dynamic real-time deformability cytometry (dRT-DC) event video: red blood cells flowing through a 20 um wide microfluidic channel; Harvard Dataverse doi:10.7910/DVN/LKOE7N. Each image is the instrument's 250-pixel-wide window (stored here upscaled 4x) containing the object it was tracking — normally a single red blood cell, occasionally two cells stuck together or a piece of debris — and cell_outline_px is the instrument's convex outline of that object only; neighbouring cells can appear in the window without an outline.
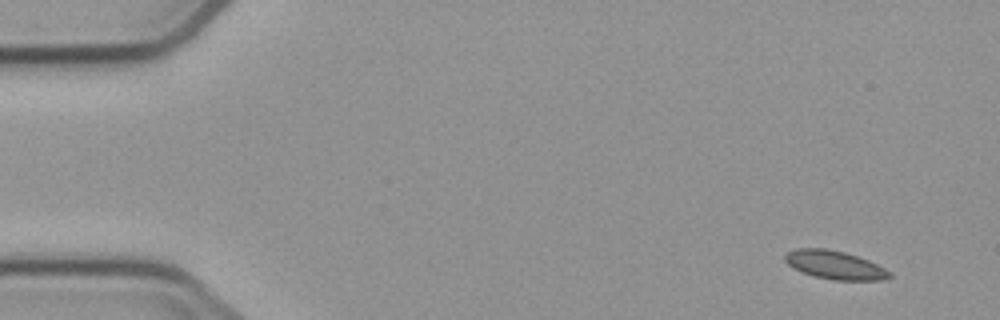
{"species": "common noctule bat (a hibernating species)", "species_latin": "Nyctalus noctula", "temperature_condition": "cold", "stored_images_in_passage": 5, "camera_frame_rate_fps": 3000, "um_per_image_px": 0.085, "animal": {"sex": "male", "body_mass_g": 23.1, "forearm_length_mm": 52.7}, "frame": {"image": 1, "passage_image": 1, "time_ms": 0.0, "image_size_px": [1000, 320], "cell_outline_px": [[892, 276], [880, 280], [832, 280], [812, 276], [792, 268], [784, 260], [784, 256], [788, 252], [796, 248], [824, 248], [844, 252], [868, 260], [892, 272]], "centroid_in_image_um": [70.93, 22.53], "position_along_channel_um": 14.1, "area_um2": 17.34}}